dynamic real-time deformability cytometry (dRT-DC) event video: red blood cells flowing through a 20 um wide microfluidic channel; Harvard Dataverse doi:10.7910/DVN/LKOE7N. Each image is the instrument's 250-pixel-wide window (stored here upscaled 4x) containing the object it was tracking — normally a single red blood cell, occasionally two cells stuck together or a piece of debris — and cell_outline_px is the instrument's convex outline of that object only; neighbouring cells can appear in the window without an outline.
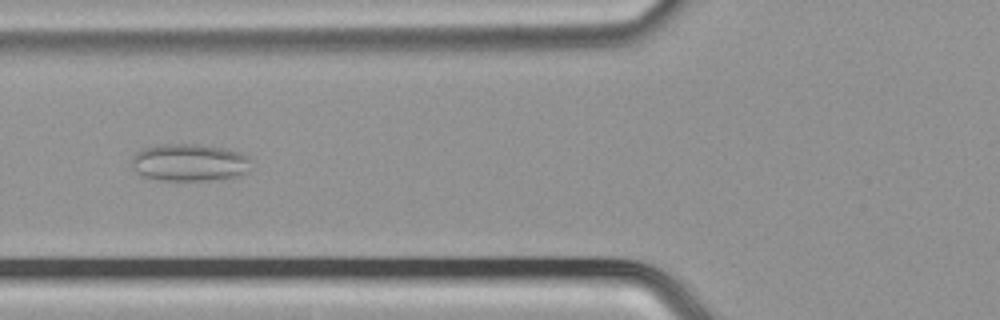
{"species": "common noctule bat (a hibernating species)", "species_latin": "Nyctalus noctula", "temperature_condition": "cold", "stored_images_in_passage": 51, "camera_frame_rate_fps": 3000, "um_per_image_px": 0.085, "animal": {"sex": "male", "body_mass_g": 21.5, "forearm_length_mm": 52.0}, "frame": {"image": 1, "passage_image": 20, "time_ms": 6.333, "image_size_px": [1000, 320], "cell_outline_px": [[252, 160], [248, 172], [240, 176], [208, 180], [160, 180], [140, 176], [132, 168], [132, 156], [136, 152], [144, 148], [160, 144], [200, 144], [240, 152], [248, 156]], "centroid_in_image_um": [16.1, 13.82], "position_along_channel_um": 109.7, "area_um2": 26.24}}
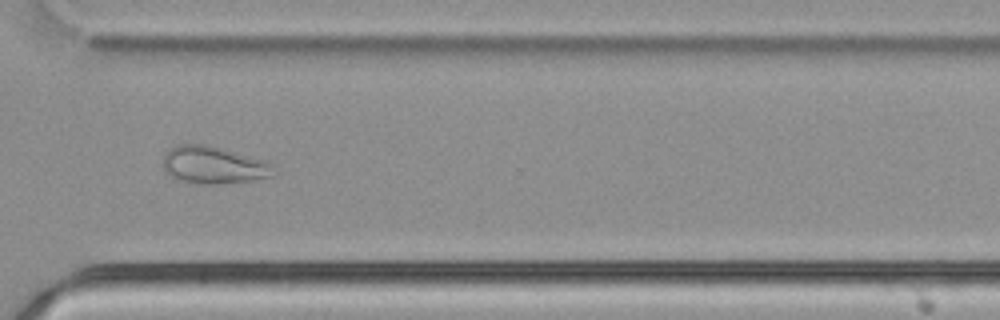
{"frame": {"image": 2, "passage_image": 38, "time_ms": 12.333, "image_size_px": [1000, 320], "cell_outline_px": [[272, 176], [252, 180], [216, 184], [200, 184], [176, 180], [164, 168], [164, 156], [168, 148], [176, 144], [204, 144], [220, 148], [260, 160], [268, 164]], "centroid_in_image_um": [18.02, 14.03], "position_along_channel_um": 352.6, "area_um2": 23.35}}
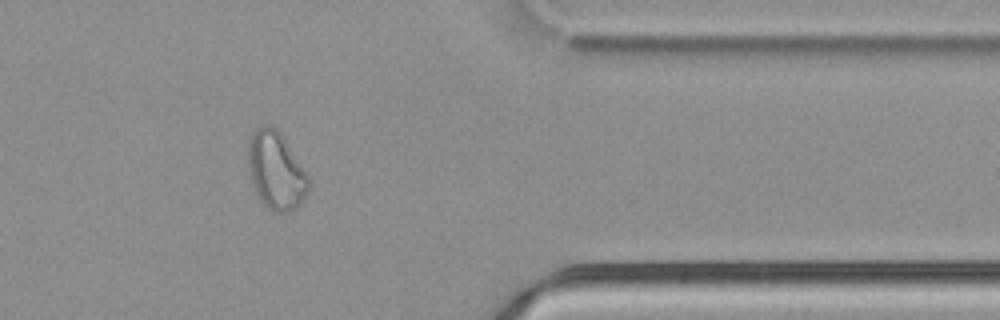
{"frame": {"image": 3, "passage_image": 42, "time_ms": 13.667, "image_size_px": [1000, 320], "cell_outline_px": [[308, 192], [300, 204], [296, 208], [284, 212], [272, 212], [260, 200], [252, 184], [248, 168], [248, 140], [252, 132], [256, 128], [264, 124], [268, 124], [276, 128], [280, 132], [308, 176]], "centroid_in_image_um": [23.42, 14.49], "position_along_channel_um": 388.0, "area_um2": 27.28}}